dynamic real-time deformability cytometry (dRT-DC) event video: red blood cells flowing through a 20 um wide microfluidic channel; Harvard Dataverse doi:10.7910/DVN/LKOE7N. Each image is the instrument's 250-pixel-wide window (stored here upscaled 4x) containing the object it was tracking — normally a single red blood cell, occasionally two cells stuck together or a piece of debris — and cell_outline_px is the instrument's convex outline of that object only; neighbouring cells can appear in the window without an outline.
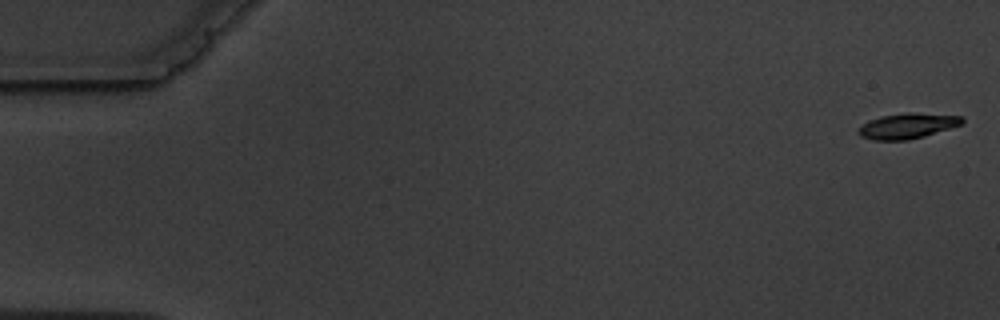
{"species": "common noctule bat (a hibernating species)", "species_latin": "Nyctalus noctula", "temperature_condition": "warm", "stored_images_in_passage": 9, "camera_frame_rate_fps": 3000, "um_per_image_px": 0.085, "animal": {"sex": "male", "body_mass_g": 19.5, "forearm_length_mm": 54.6}, "frame": {"image": 1, "passage_image": 1, "time_ms": 0.0, "image_size_px": [1000, 320], "cell_outline_px": [[964, 124], [924, 136], [908, 140], [872, 140], [860, 136], [856, 132], [868, 120], [880, 116], [908, 112], [912, 112], [964, 116]], "centroid_in_image_um": [77.15, 10.69], "position_along_channel_um": 7.8, "area_um2": 15.49}}
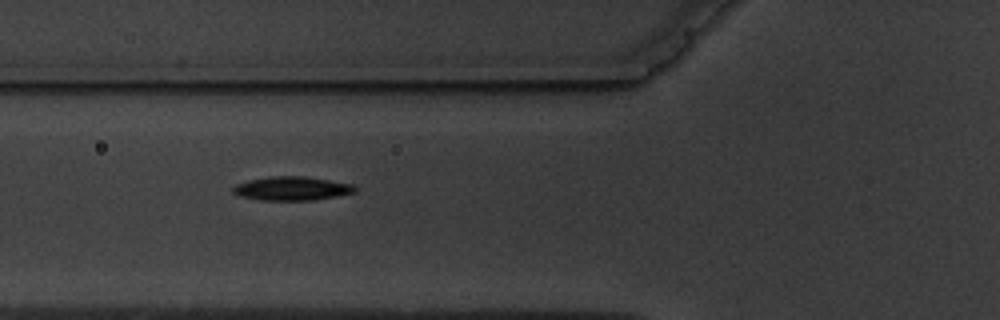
{"frame": {"image": 2, "passage_image": 6, "time_ms": 6.667, "image_size_px": [1000, 320], "cell_outline_px": [[356, 192], [336, 196], [312, 200], [260, 200], [244, 196], [232, 192], [232, 188], [236, 184], [248, 180], [268, 176], [304, 176], [356, 184]], "centroid_in_image_um": [24.84, 16.01], "position_along_channel_um": 101.0, "area_um2": 16.94}}
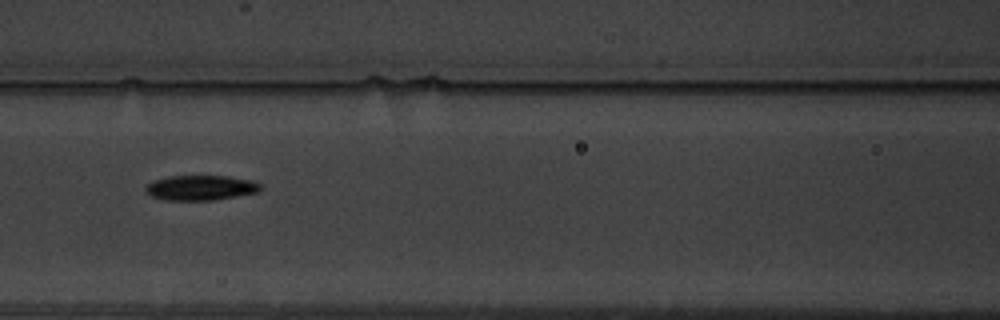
{"frame": {"image": 3, "passage_image": 7, "time_ms": 8.0, "image_size_px": [1000, 320], "cell_outline_px": [[264, 188], [260, 192], [216, 200], [168, 200], [152, 196], [144, 188], [152, 180], [168, 176], [228, 176], [248, 180], [260, 184]], "centroid_in_image_um": [17.09, 15.96], "position_along_channel_um": 149.5, "area_um2": 16.76}}